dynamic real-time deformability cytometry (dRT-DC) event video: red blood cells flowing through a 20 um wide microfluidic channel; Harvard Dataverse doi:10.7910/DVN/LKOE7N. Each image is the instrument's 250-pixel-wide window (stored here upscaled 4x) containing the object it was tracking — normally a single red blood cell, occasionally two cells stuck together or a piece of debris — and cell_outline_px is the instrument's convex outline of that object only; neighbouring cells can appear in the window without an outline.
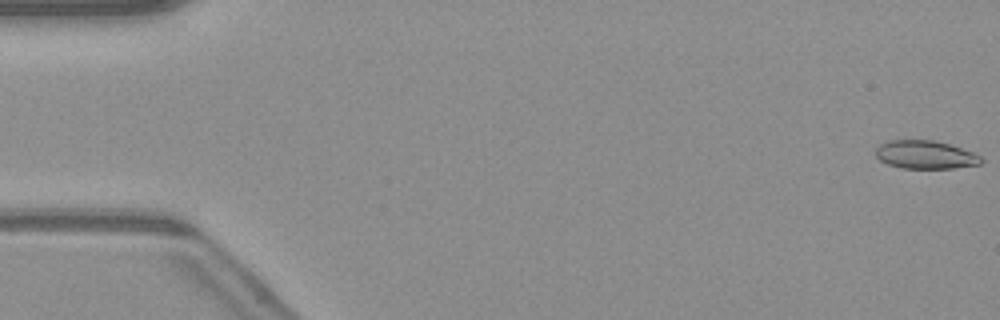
{"species": "common noctule bat (a hibernating species)", "species_latin": "Nyctalus noctula", "temperature_condition": "warm", "stored_images_in_passage": 51, "camera_frame_rate_fps": 3000, "um_per_image_px": 0.085, "animal": {"sex": "male", "body_mass_g": 23.1, "forearm_length_mm": 52.7}, "frame": {"image": 1, "passage_image": 1, "time_ms": 0.0, "image_size_px": [1000, 320], "cell_outline_px": [[984, 160], [980, 164], [952, 168], [900, 168], [888, 164], [880, 160], [876, 156], [876, 148], [880, 144], [888, 140], [932, 140], [948, 144], [972, 152], [980, 156]], "centroid_in_image_um": [78.63, 13.15], "position_along_channel_um": 6.4, "area_um2": 17.22}}
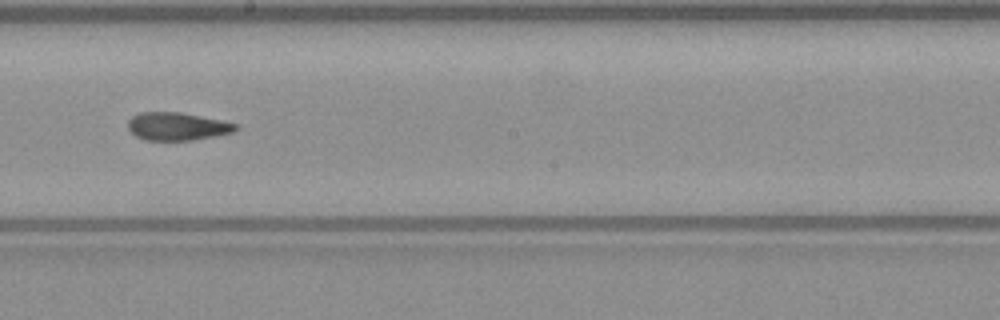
{"frame": {"image": 2, "passage_image": 29, "time_ms": 9.333, "image_size_px": [1000, 320], "cell_outline_px": [[240, 128], [232, 132], [216, 136], [192, 140], [144, 140], [136, 136], [128, 128], [128, 120], [132, 116], [140, 112], [180, 112], [240, 124]], "centroid_in_image_um": [15.08, 10.74], "position_along_channel_um": 233.1, "area_um2": 17.57}}
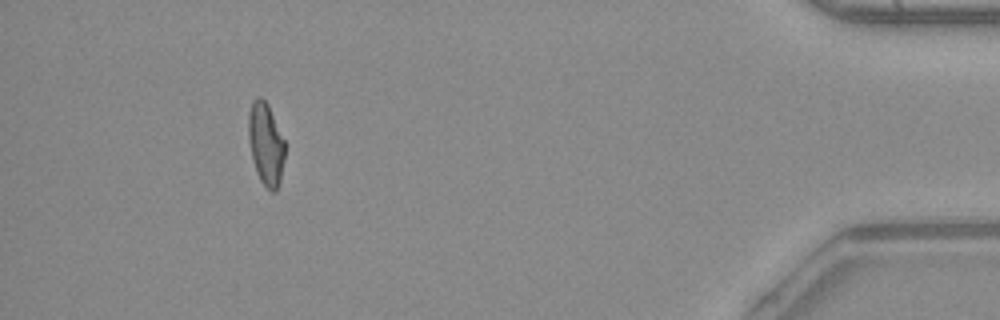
{"frame": {"image": 3, "passage_image": 47, "time_ms": 15.333, "image_size_px": [1000, 320], "cell_outline_px": [[284, 156], [280, 180], [276, 192], [272, 192], [260, 180], [256, 172], [252, 160], [248, 140], [248, 116], [252, 100], [260, 96], [268, 104], [284, 140]], "centroid_in_image_um": [22.57, 12.23], "position_along_channel_um": 412.6, "area_um2": 17.46}, "authors_computed_cell_mechanics": {"area_um2": 18.0914, "velocity_mm_per_s": 4.1102, "shape_relaxation_time_tau1_ms": null, "shape_relaxation_time_tau2_ms": 2.4146, "deformation_change_tau1": null, "deformation_change_tau2": 0.0961}}